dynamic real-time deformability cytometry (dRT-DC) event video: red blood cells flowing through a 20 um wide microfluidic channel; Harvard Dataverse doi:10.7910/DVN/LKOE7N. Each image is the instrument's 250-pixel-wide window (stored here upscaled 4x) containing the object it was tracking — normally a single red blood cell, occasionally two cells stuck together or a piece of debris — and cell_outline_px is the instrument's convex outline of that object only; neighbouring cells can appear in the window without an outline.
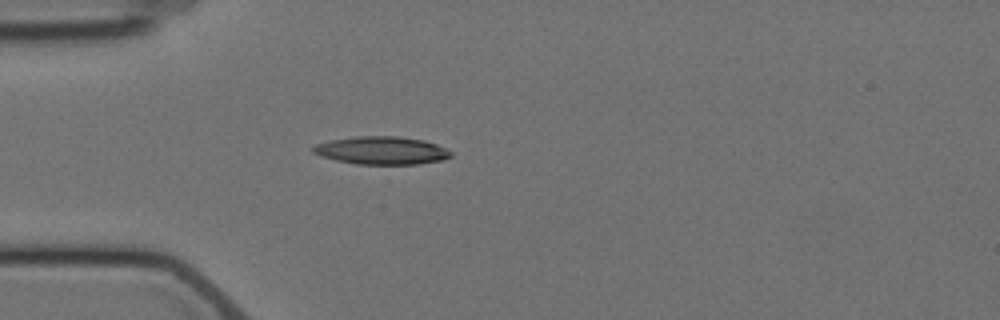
{"species": "Egyptian fruit bat (a non-hibernating species)", "species_latin": "Rousettus aegyptiacus", "temperature_condition": "cold", "stored_images_in_passage": 5, "camera_frame_rate_fps": 3000, "um_per_image_px": 0.085, "animal": {"sex": "female"}, "frame": {"image": 1, "passage_image": 5, "time_ms": 5.0, "image_size_px": [1000, 320], "cell_outline_px": [[452, 156], [444, 160], [420, 164], [356, 164], [336, 160], [320, 156], [312, 152], [312, 148], [316, 144], [332, 140], [356, 136], [400, 136], [424, 140], [436, 144], [452, 152]], "centroid_in_image_um": [32.46, 12.79], "position_along_channel_um": 52.5, "area_um2": 22.48}}